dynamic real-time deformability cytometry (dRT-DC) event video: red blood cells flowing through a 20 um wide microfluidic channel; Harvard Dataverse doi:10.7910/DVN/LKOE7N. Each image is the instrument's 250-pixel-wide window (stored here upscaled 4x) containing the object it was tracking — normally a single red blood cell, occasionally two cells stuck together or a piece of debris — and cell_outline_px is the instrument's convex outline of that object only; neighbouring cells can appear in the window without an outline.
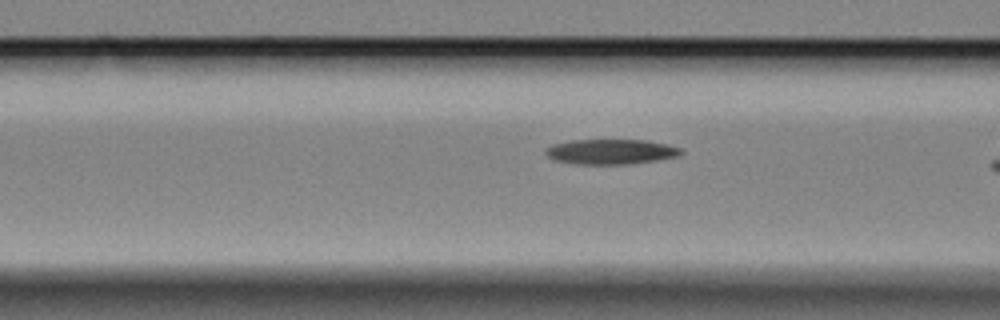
{"species": "Egyptian fruit bat (a non-hibernating species)", "species_latin": "Rousettus aegyptiacus", "temperature_condition": "cold", "stored_images_in_passage": 40, "camera_frame_rate_fps": 3000, "um_per_image_px": 0.085, "animal": {"sex": "female"}, "frame": {"image": 1, "passage_image": 16, "time_ms": 5.0, "image_size_px": [1000, 320], "cell_outline_px": [[684, 152], [680, 156], [632, 164], [576, 164], [556, 160], [548, 156], [544, 152], [544, 148], [552, 144], [572, 140], [644, 140], [668, 144], [680, 148]], "centroid_in_image_um": [51.93, 12.89], "position_along_channel_um": 114.7, "area_um2": 19.88}}
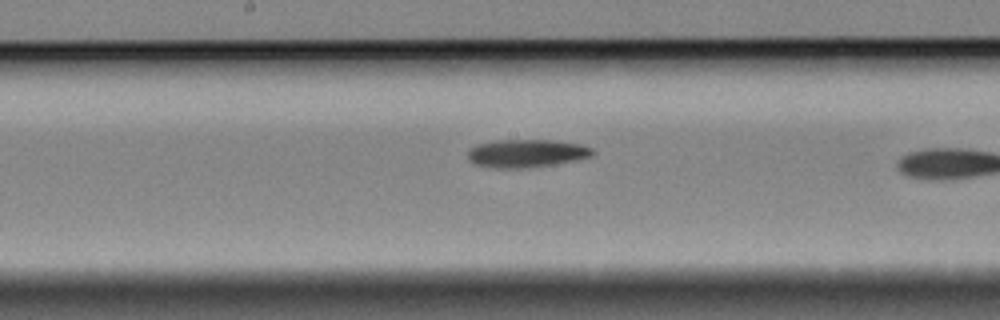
{"frame": {"image": 2, "passage_image": 24, "time_ms": 7.667, "image_size_px": [1000, 320], "cell_outline_px": [[596, 152], [592, 156], [576, 160], [552, 164], [520, 168], [492, 168], [472, 164], [468, 160], [468, 152], [472, 148], [480, 144], [496, 140], [552, 140], [580, 144], [592, 148]], "centroid_in_image_um": [44.75, 13.03], "position_along_channel_um": 203.5, "area_um2": 20.29}}
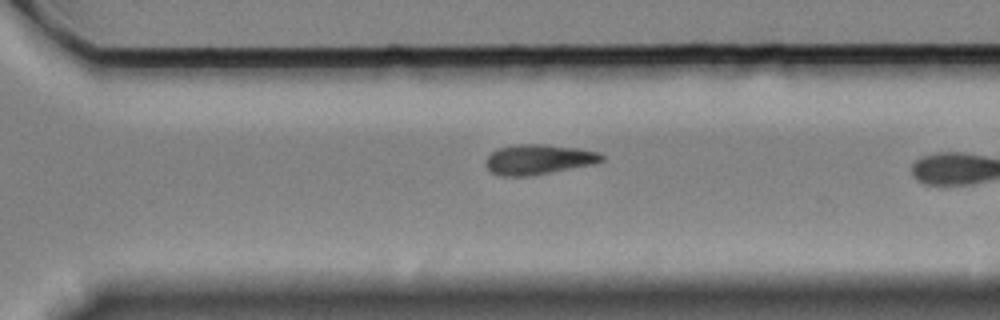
{"frame": {"image": 3, "passage_image": 35, "time_ms": 11.333, "image_size_px": [1000, 320], "cell_outline_px": [[604, 160], [592, 164], [528, 176], [500, 176], [492, 172], [484, 164], [484, 160], [492, 152], [500, 148], [516, 144], [544, 144], [580, 148], [596, 152], [604, 156]], "centroid_in_image_um": [45.74, 13.54], "position_along_channel_um": 324.9, "area_um2": 20.11}}